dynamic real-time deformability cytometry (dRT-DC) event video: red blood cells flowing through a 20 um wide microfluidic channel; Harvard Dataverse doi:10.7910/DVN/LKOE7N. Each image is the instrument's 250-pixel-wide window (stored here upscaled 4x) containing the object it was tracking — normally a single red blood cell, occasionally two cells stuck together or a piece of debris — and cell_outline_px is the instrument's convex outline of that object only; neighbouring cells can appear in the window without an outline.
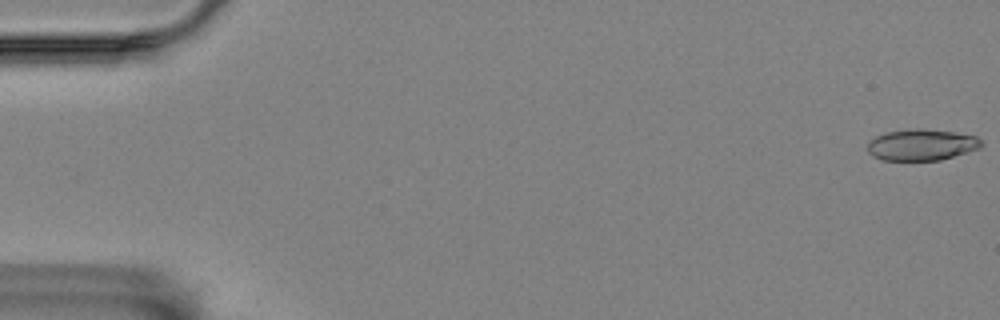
{"species": "Egyptian fruit bat (a non-hibernating species)", "species_latin": "Rousettus aegyptiacus", "temperature_condition": "room temperature", "stored_images_in_passage": 14, "camera_frame_rate_fps": 3000, "um_per_image_px": 0.085, "animal": {"sex": "female"}, "frame": {"image": 1, "passage_image": 1, "time_ms": 0.0, "image_size_px": [1000, 320], "cell_outline_px": [[984, 144], [980, 148], [968, 152], [940, 160], [880, 160], [872, 156], [868, 152], [868, 140], [884, 132], [916, 128], [920, 128], [956, 132], [976, 136]], "centroid_in_image_um": [78.32, 12.3], "position_along_channel_um": 6.7, "area_um2": 20.98}}